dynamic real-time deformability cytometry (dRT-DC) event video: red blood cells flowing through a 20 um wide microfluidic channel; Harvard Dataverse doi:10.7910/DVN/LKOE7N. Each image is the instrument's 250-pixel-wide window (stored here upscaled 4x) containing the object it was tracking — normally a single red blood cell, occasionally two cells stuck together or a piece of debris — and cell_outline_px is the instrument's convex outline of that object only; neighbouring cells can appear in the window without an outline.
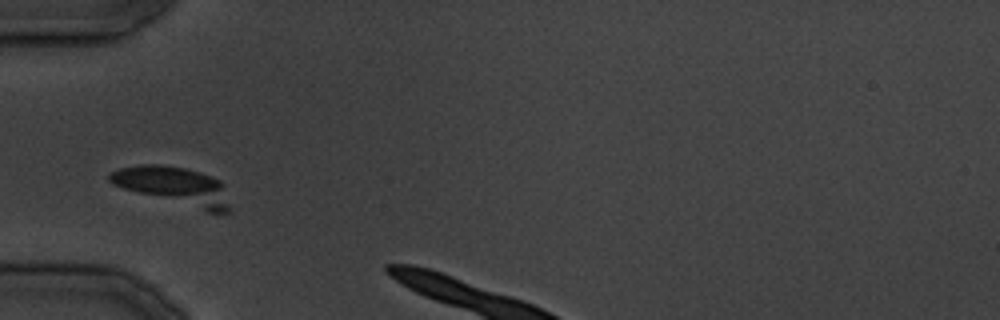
{"species": "common noctule bat (a hibernating species)", "species_latin": "Nyctalus noctula", "temperature_condition": "cold", "stored_images_in_passage": 12, "camera_frame_rate_fps": 3000, "um_per_image_px": 0.085, "animal": {"sex": "male", "body_mass_g": 19.5, "forearm_length_mm": 54.6}, "frame": {"image": 1, "passage_image": 9, "time_ms": 10.0, "image_size_px": [1000, 320], "cell_outline_px": [[228, 212], [204, 212], [124, 188], [112, 184], [108, 180], [108, 176], [112, 172], [120, 168], [140, 164], [160, 164], [184, 168], [200, 172], [220, 180], [224, 184], [228, 204]], "centroid_in_image_um": [14.78, 15.8], "position_along_channel_um": 70.2, "area_um2": 26.47}}